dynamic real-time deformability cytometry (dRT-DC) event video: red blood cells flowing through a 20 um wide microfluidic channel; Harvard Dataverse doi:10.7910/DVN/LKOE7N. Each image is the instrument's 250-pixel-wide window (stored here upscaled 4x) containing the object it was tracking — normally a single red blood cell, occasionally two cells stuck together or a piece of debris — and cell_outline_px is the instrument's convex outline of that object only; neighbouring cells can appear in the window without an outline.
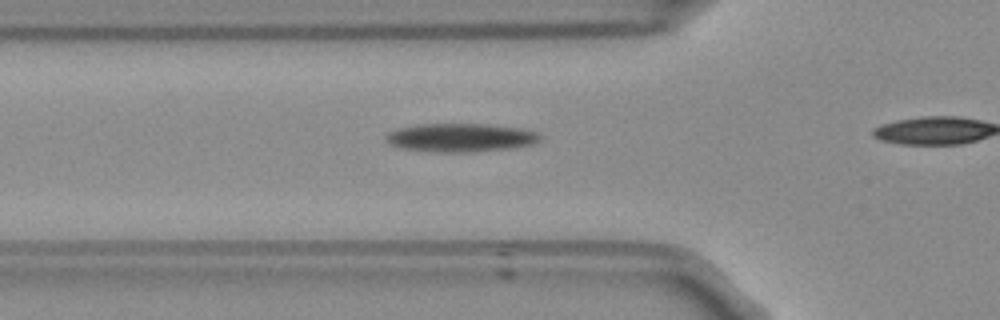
{"species": "Egyptian fruit bat (a non-hibernating species)", "species_latin": "Rousettus aegyptiacus", "temperature_condition": "room temperature", "stored_images_in_passage": 12, "camera_frame_rate_fps": 3000, "um_per_image_px": 0.085, "frame": {"image": 1, "passage_image": 7, "time_ms": 2.0, "image_size_px": [1000, 320], "cell_outline_px": [[540, 140], [532, 144], [512, 148], [464, 152], [432, 152], [400, 148], [392, 144], [384, 136], [388, 132], [396, 128], [416, 124], [488, 124], [520, 128], [536, 132], [540, 136]], "centroid_in_image_um": [39.11, 11.69], "position_along_channel_um": 86.7, "area_um2": 25.55}}